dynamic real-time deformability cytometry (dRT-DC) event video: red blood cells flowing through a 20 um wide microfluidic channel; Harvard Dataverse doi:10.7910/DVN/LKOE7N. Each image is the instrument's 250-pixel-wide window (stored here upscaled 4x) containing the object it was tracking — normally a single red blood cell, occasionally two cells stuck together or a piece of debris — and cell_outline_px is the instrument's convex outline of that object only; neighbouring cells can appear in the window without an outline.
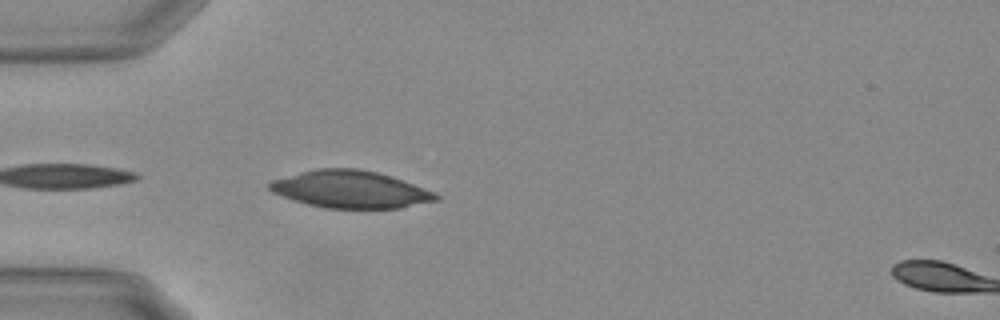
{"species": "Egyptian fruit bat (a non-hibernating species)", "species_latin": "Rousettus aegyptiacus", "temperature_condition": "warm", "stored_images_in_passage": 4, "camera_frame_rate_fps": 3000, "um_per_image_px": 0.085, "animal": {"sex": "female"}, "frame": {"image": 1, "passage_image": 3, "time_ms": 0.667, "image_size_px": [1000, 320], "cell_outline_px": [[440, 200], [400, 208], [324, 208], [308, 204], [272, 192], [268, 188], [268, 184], [272, 180], [300, 172], [316, 168], [356, 168], [376, 172], [392, 176], [436, 192], [440, 196]], "centroid_in_image_um": [29.83, 16.09], "position_along_channel_um": 55.2, "area_um2": 36.13}}